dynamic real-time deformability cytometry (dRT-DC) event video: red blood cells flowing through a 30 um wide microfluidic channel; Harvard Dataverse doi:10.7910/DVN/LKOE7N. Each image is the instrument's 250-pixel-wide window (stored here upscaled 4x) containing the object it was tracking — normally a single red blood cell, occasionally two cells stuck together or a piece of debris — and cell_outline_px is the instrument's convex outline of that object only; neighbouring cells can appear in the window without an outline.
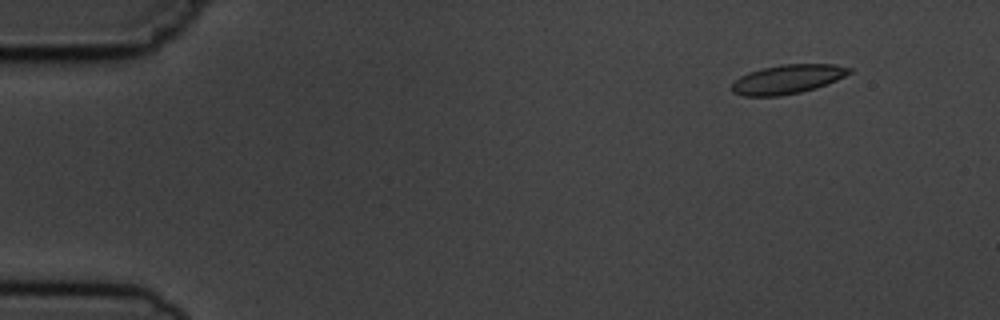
{"species": "common noctule bat (a hibernating species)", "species_latin": "Nyctalus noctula", "temperature_condition": "cold", "stored_images_in_passage": 4, "camera_frame_rate_fps": 3000, "um_per_image_px": 0.085, "animal": {"sex": "male", "body_mass_g": 19.5, "forearm_length_mm": 54.6}, "frame": {"image": 1, "passage_image": 1, "time_ms": 0.0, "image_size_px": [1000, 320], "cell_outline_px": [[852, 72], [836, 80], [816, 88], [800, 92], [780, 96], [744, 96], [732, 92], [732, 84], [740, 76], [748, 72], [760, 68], [780, 64], [836, 64], [852, 68]], "centroid_in_image_um": [66.94, 6.72], "position_along_channel_um": 18.1, "area_um2": 20.0}}
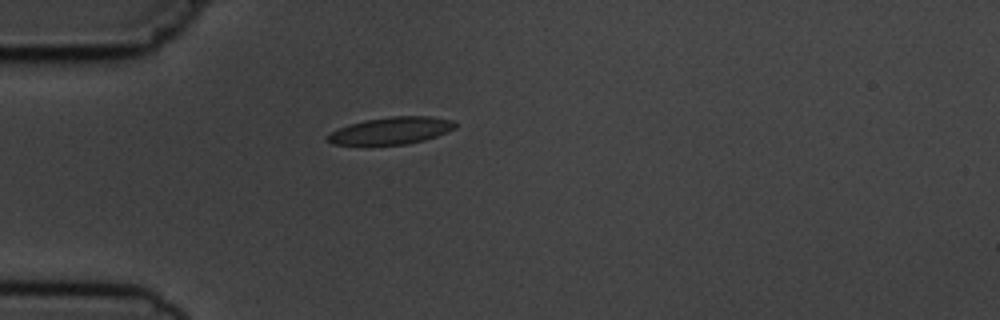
{"frame": {"image": 2, "passage_image": 4, "time_ms": 3.333, "image_size_px": [1000, 320], "cell_outline_px": [[456, 128], [436, 136], [424, 140], [404, 144], [332, 144], [328, 140], [328, 136], [332, 132], [348, 124], [364, 120], [392, 116], [432, 116], [452, 120], [456, 124]], "centroid_in_image_um": [33.29, 11.08], "position_along_channel_um": 51.7, "area_um2": 19.83}}